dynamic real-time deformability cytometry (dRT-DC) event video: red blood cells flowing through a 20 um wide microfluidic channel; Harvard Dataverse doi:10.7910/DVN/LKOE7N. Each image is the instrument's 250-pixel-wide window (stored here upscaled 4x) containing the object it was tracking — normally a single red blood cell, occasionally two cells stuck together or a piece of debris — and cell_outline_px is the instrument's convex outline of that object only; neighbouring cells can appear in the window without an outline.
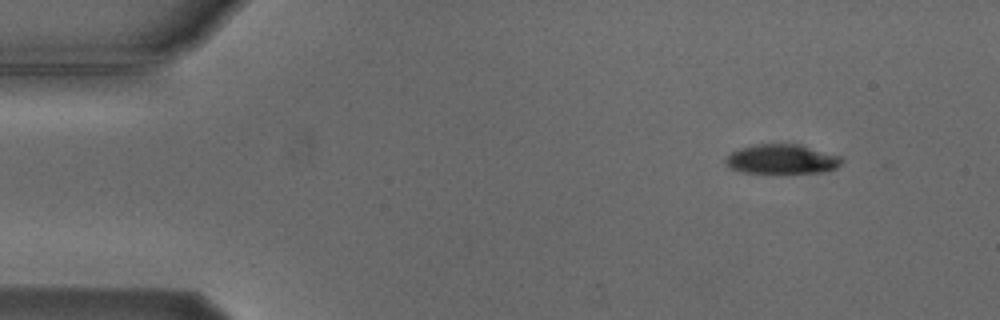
{"species": "Egyptian fruit bat (a non-hibernating species)", "species_latin": "Rousettus aegyptiacus", "temperature_condition": "cold", "stored_images_in_passage": 4, "camera_frame_rate_fps": 3000, "um_per_image_px": 0.085, "animal": {"sex": "male"}, "frame": {"image": 1, "passage_image": 1, "time_ms": 0.0, "image_size_px": [1000, 320], "cell_outline_px": [[844, 160], [836, 168], [824, 172], [744, 172], [732, 168], [724, 160], [732, 152], [740, 148], [752, 144], [800, 144], [840, 156]], "centroid_in_image_um": [66.49, 13.51], "position_along_channel_um": 18.5, "area_um2": 19.65}}
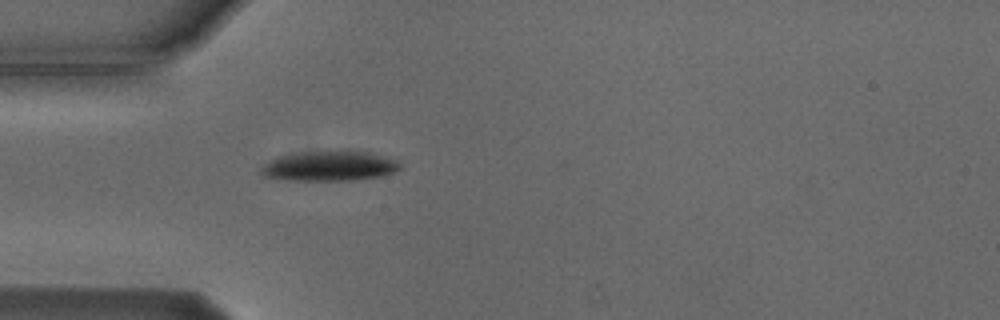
{"frame": {"image": 2, "passage_image": 4, "time_ms": 3.333, "image_size_px": [1000, 320], "cell_outline_px": [[400, 168], [392, 172], [380, 176], [352, 180], [288, 180], [264, 176], [260, 172], [260, 168], [268, 160], [276, 156], [300, 152], [368, 152], [396, 160], [400, 164]], "centroid_in_image_um": [27.92, 14.12], "position_along_channel_um": 57.1, "area_um2": 23.81}}